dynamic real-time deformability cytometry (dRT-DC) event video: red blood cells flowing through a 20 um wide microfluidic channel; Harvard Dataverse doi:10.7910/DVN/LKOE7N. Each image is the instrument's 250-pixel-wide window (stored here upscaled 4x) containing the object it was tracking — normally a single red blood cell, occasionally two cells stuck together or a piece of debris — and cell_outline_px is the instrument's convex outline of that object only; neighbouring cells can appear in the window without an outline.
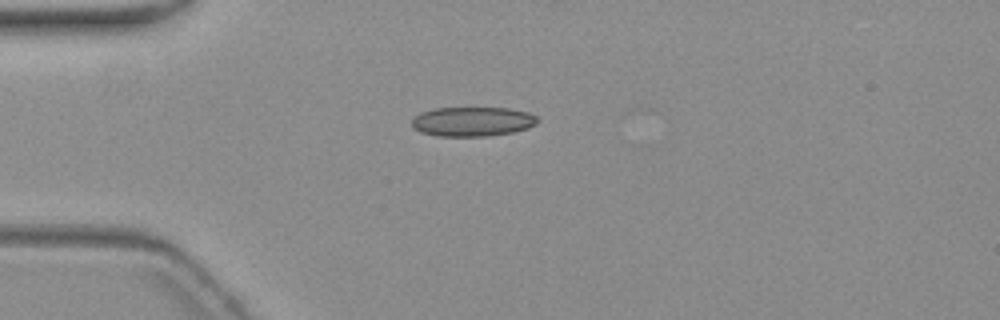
{"species": "common noctule bat (a hibernating species)", "species_latin": "Nyctalus noctula", "temperature_condition": "warm", "stored_images_in_passage": 8, "camera_frame_rate_fps": 3000, "um_per_image_px": 0.085, "animal": {"sex": "female", "body_mass_g": 19.3, "forearm_length_mm": 54.1}, "frame": {"image": 1, "passage_image": 2, "time_ms": 1.333, "image_size_px": [1000, 320], "cell_outline_px": [[540, 120], [536, 124], [528, 128], [512, 132], [488, 136], [436, 136], [420, 132], [412, 128], [412, 120], [420, 112], [432, 108], [508, 108], [528, 112], [536, 116]], "centroid_in_image_um": [40.15, 10.33], "position_along_channel_um": 44.9, "area_um2": 21.73}}
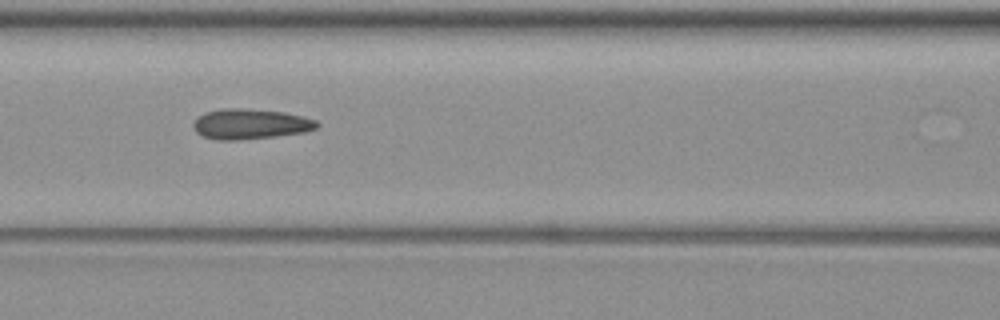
{"frame": {"image": 2, "passage_image": 5, "time_ms": 4.667, "image_size_px": [1000, 320], "cell_outline_px": [[320, 124], [316, 128], [304, 132], [276, 136], [236, 140], [216, 140], [204, 136], [196, 132], [192, 124], [200, 116], [208, 112], [224, 108], [240, 108], [284, 112], [304, 116], [316, 120]], "centroid_in_image_um": [21.31, 10.54], "position_along_channel_um": 145.3, "area_um2": 21.62}}
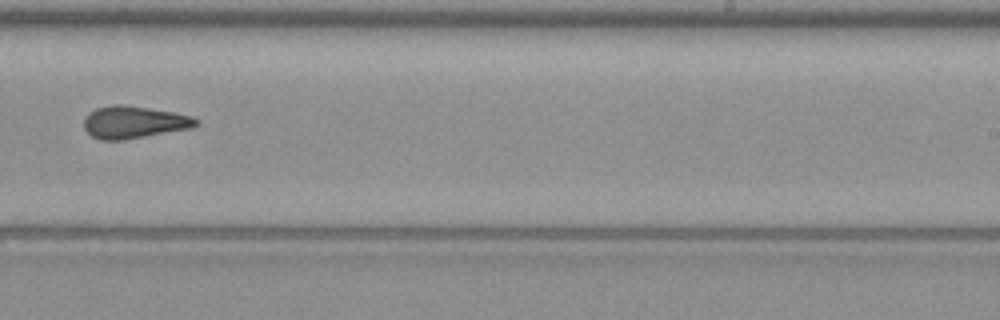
{"frame": {"image": 3, "passage_image": 8, "time_ms": 8.333, "image_size_px": [1000, 320], "cell_outline_px": [[200, 124], [192, 128], [124, 140], [100, 140], [92, 136], [84, 128], [84, 116], [88, 112], [96, 108], [112, 104], [124, 104], [172, 112], [192, 116], [200, 120]], "centroid_in_image_um": [11.38, 10.38], "position_along_channel_um": 277.6, "area_um2": 21.33}}